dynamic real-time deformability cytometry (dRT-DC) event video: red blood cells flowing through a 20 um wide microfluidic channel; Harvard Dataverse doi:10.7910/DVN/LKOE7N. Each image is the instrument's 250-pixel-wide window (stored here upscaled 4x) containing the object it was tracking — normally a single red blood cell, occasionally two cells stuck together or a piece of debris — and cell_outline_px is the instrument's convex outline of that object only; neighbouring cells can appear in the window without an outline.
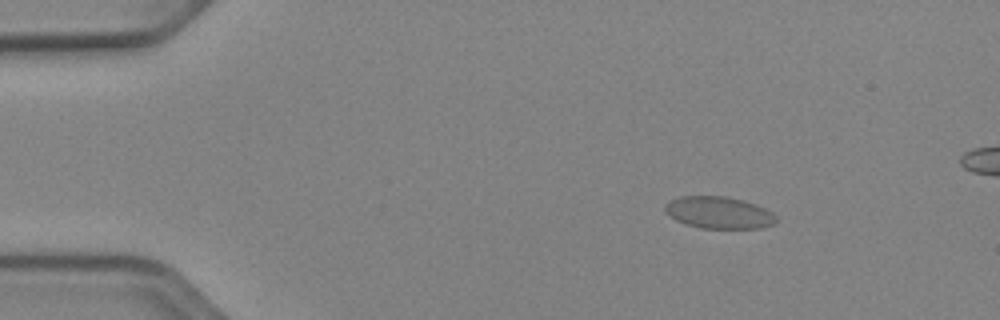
{"species": "Egyptian fruit bat (a non-hibernating species)", "species_latin": "Rousettus aegyptiacus", "temperature_condition": "cold", "stored_images_in_passage": 49, "camera_frame_rate_fps": 3000, "um_per_image_px": 0.085, "animal": {"sex": "female"}, "frame": {"image": 1, "passage_image": 3, "time_ms": 0.667, "image_size_px": [1000, 320], "cell_outline_px": [[776, 224], [760, 228], [700, 228], [676, 220], [664, 212], [664, 204], [680, 196], [724, 196], [744, 200], [756, 204], [772, 212], [776, 216]], "centroid_in_image_um": [61.11, 18.07], "position_along_channel_um": 23.9, "area_um2": 20.75}}
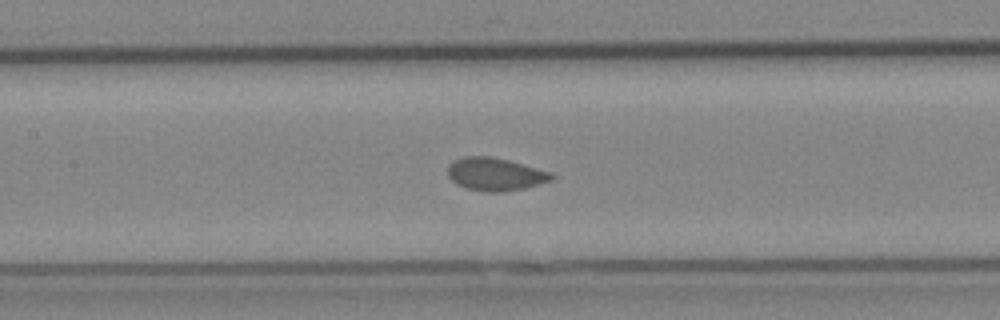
{"frame": {"image": 2, "passage_image": 20, "time_ms": 6.333, "image_size_px": [1000, 320], "cell_outline_px": [[556, 176], [552, 180], [540, 184], [524, 188], [504, 192], [484, 192], [468, 188], [456, 184], [448, 176], [448, 164], [452, 160], [464, 156], [492, 156], [508, 160], [552, 172]], "centroid_in_image_um": [42.1, 14.8], "position_along_channel_um": 165.3, "area_um2": 20.11}}
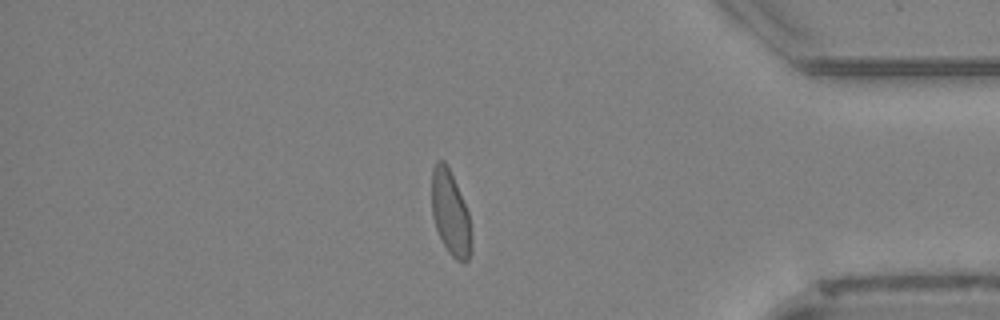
{"frame": {"image": 3, "passage_image": 40, "time_ms": 13.0, "image_size_px": [1000, 320], "cell_outline_px": [[472, 248], [468, 260], [464, 264], [456, 260], [448, 252], [436, 228], [432, 216], [432, 168], [436, 160], [444, 160], [456, 184], [468, 212], [472, 236]], "centroid_in_image_um": [38.3, 18.15], "position_along_channel_um": 396.9, "area_um2": 19.54}}